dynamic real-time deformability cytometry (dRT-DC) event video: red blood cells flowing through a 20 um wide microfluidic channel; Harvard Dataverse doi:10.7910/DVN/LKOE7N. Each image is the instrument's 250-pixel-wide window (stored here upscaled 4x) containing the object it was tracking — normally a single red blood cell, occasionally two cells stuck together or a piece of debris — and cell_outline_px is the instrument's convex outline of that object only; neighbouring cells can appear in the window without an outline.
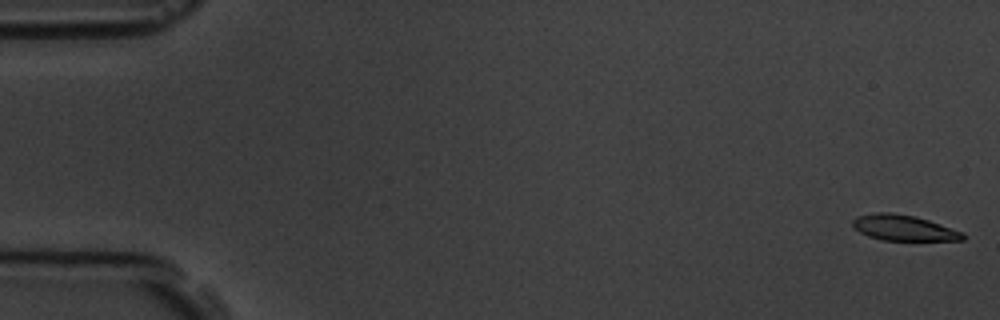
{"species": "common noctule bat (a hibernating species)", "species_latin": "Nyctalus noctula", "temperature_condition": "room temperature", "stored_images_in_passage": 7, "camera_frame_rate_fps": 3000, "um_per_image_px": 0.085, "animal": {"sex": "male", "body_mass_g": 19.5, "forearm_length_mm": 54.6}, "frame": {"image": 1, "passage_image": 1, "time_ms": 0.0, "image_size_px": [1000, 320], "cell_outline_px": [[964, 240], [884, 240], [868, 236], [860, 232], [852, 224], [852, 220], [860, 216], [876, 212], [892, 212], [916, 216], [928, 220], [960, 232], [964, 236]], "centroid_in_image_um": [76.77, 19.36], "position_along_channel_um": 8.2, "area_um2": 16.07}}
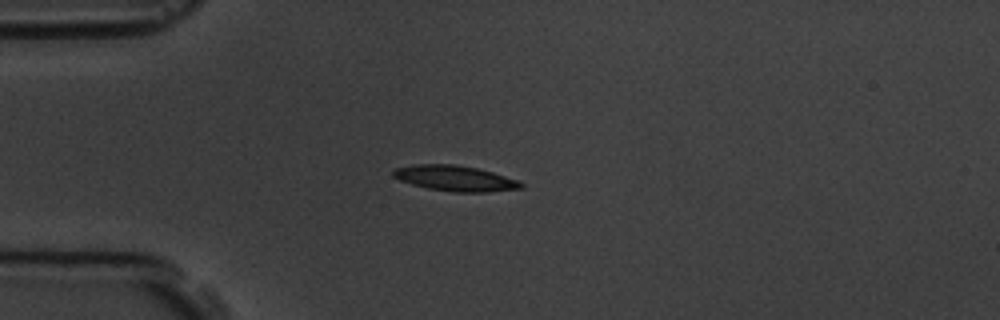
{"frame": {"image": 2, "passage_image": 5, "time_ms": 4.667, "image_size_px": [1000, 320], "cell_outline_px": [[524, 188], [484, 192], [452, 192], [428, 188], [412, 184], [400, 180], [392, 176], [392, 172], [396, 168], [416, 164], [456, 164], [476, 168], [492, 172], [516, 180], [524, 184]], "centroid_in_image_um": [38.67, 15.15], "position_along_channel_um": 46.3, "area_um2": 18.84}}
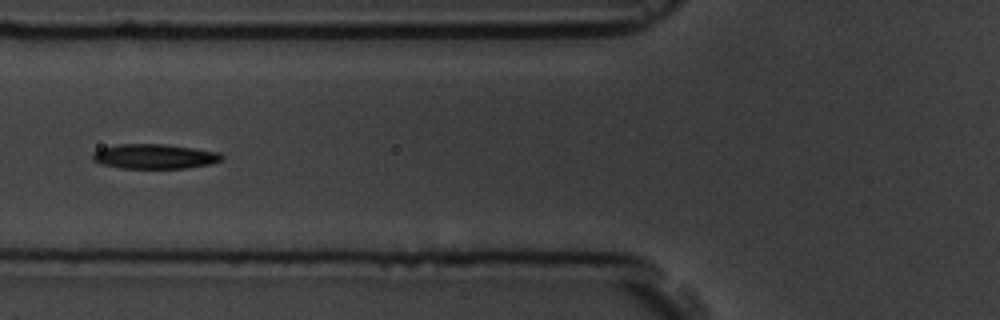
{"frame": {"image": 3, "passage_image": 7, "time_ms": 7.0, "image_size_px": [1000, 320], "cell_outline_px": [[224, 156], [220, 160], [212, 164], [188, 168], [120, 168], [100, 164], [92, 160], [92, 152], [100, 148], [116, 144], [164, 144], [220, 152]], "centroid_in_image_um": [13.1, 13.29], "position_along_channel_um": 112.7, "area_um2": 18.79}}